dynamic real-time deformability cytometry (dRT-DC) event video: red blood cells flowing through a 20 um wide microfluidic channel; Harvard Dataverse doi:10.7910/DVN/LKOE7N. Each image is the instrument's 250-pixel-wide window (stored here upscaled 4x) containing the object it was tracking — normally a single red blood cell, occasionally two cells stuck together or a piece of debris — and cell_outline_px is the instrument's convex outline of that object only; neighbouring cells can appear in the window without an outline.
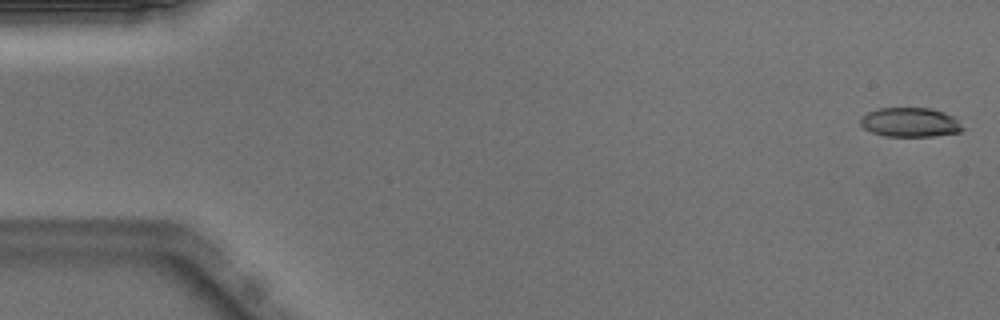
{"species": "Egyptian fruit bat (a non-hibernating species)", "species_latin": "Rousettus aegyptiacus", "temperature_condition": "warm", "stored_images_in_passage": 50, "camera_frame_rate_fps": 3000, "um_per_image_px": 0.085, "animal": {"sex": "male"}, "frame": {"image": 1, "passage_image": 1, "time_ms": 0.0, "image_size_px": [1000, 320], "cell_outline_px": [[968, 128], [960, 132], [936, 136], [884, 136], [872, 132], [864, 128], [860, 124], [860, 116], [868, 112], [880, 108], [932, 108], [956, 116]], "centroid_in_image_um": [77.45, 10.39], "position_along_channel_um": 7.6, "area_um2": 17.92}}
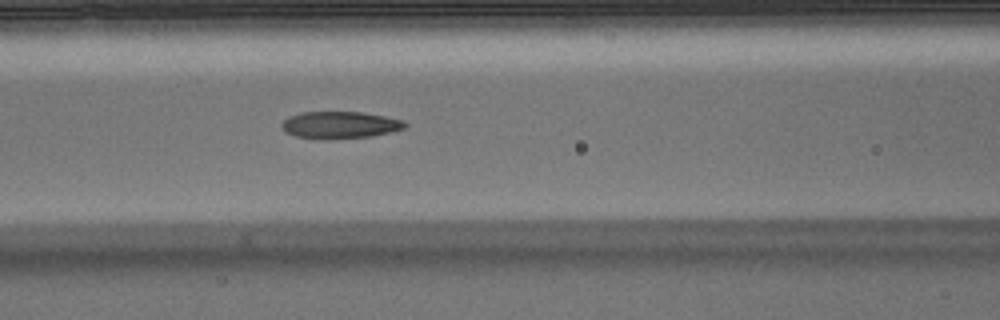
{"frame": {"image": 2, "passage_image": 21, "time_ms": 6.667, "image_size_px": [1000, 320], "cell_outline_px": [[408, 124], [404, 128], [392, 132], [372, 136], [320, 140], [296, 136], [284, 132], [280, 128], [280, 124], [288, 116], [300, 112], [360, 112], [384, 116], [404, 120]], "centroid_in_image_um": [28.85, 10.63], "position_along_channel_um": 137.7, "area_um2": 19.71}}
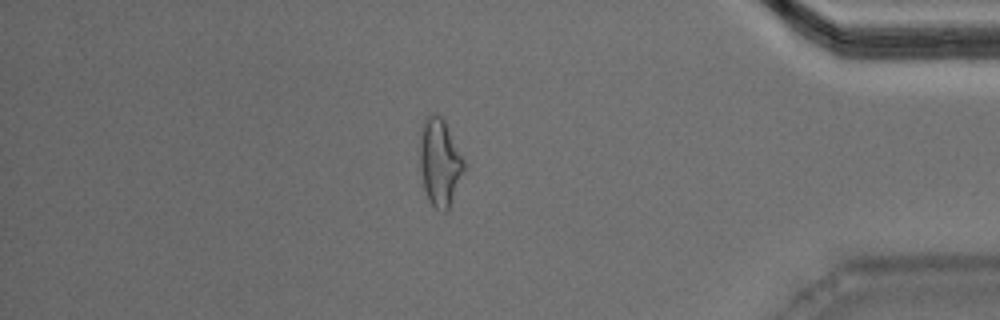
{"frame": {"image": 3, "passage_image": 43, "time_ms": 14.0, "image_size_px": [1000, 320], "cell_outline_px": [[464, 172], [448, 212], [444, 212], [436, 208], [428, 200], [424, 188], [420, 168], [420, 132], [424, 120], [432, 112], [440, 116], [444, 120], [464, 160]], "centroid_in_image_um": [37.38, 13.82], "position_along_channel_um": 397.8, "area_um2": 22.43}, "authors_computed_cell_mechanics": {"area_um2": 19.7098, "velocity_mm_per_s": 4.003, "shape_relaxation_time_tau1_ms": null, "shape_relaxation_time_tau2_ms": 2.2356, "deformation_change_tau1": null, "deformation_change_tau2": 0.1135}}